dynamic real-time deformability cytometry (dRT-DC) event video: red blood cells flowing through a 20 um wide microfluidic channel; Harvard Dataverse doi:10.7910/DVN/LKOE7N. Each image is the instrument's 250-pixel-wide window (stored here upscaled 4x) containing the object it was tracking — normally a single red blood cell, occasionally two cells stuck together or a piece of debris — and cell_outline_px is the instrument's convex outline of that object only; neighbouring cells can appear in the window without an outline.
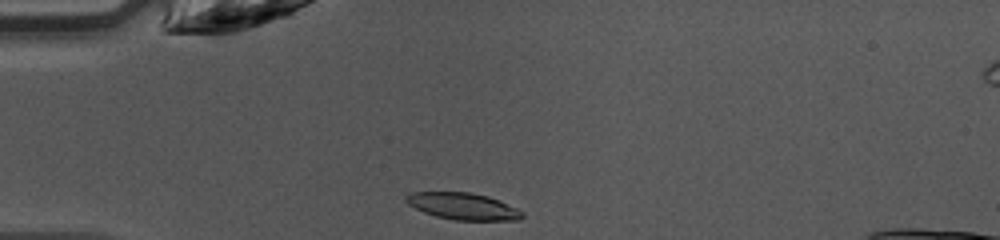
{"species": "common noctule bat (a hibernating species)", "species_latin": "Nyctalus noctula", "temperature_condition": "warm", "stored_images_in_passage": 36, "segment_of_instrument_passage": [1, 2], "camera_frame_rate_fps": 3000, "um_per_image_px": 0.085, "animal": {"sex": "female", "body_mass_g": 10.0, "forearm_length_mm": 53.1}, "frame": {"image": 1, "passage_image": 1, "time_ms": 0.0, "image_size_px": [1000, 240], "cell_outline_px": [[524, 216], [520, 220], [452, 220], [436, 216], [424, 212], [408, 204], [404, 200], [404, 196], [412, 192], [472, 192], [488, 196], [500, 200], [524, 212]], "centroid_in_image_um": [39.36, 17.53], "position_along_channel_um": 45.6, "area_um2": 18.26}}
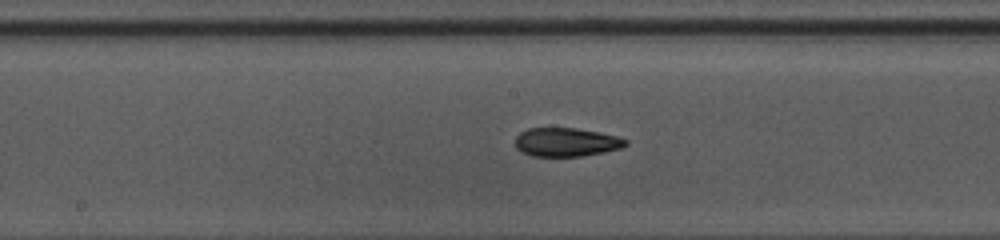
{"frame": {"image": 2, "passage_image": 13, "time_ms": 4.0, "image_size_px": [1000, 240], "cell_outline_px": [[628, 144], [620, 148], [604, 152], [580, 156], [532, 156], [520, 152], [516, 148], [516, 136], [520, 132], [528, 128], [576, 128], [600, 132], [616, 136], [628, 140]], "centroid_in_image_um": [48.11, 12.08], "position_along_channel_um": 200.1, "area_um2": 18.5}}
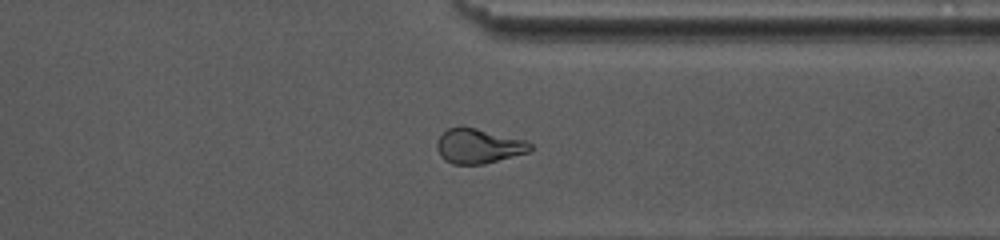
{"frame": {"image": 3, "passage_image": 25, "time_ms": 8.0, "image_size_px": [1000, 240], "cell_outline_px": [[532, 148], [528, 152], [484, 164], [452, 164], [444, 160], [440, 156], [436, 148], [436, 144], [440, 136], [448, 128], [476, 128], [528, 140], [532, 144]], "centroid_in_image_um": [40.69, 12.43], "position_along_channel_um": 370.7, "area_um2": 18.79}}